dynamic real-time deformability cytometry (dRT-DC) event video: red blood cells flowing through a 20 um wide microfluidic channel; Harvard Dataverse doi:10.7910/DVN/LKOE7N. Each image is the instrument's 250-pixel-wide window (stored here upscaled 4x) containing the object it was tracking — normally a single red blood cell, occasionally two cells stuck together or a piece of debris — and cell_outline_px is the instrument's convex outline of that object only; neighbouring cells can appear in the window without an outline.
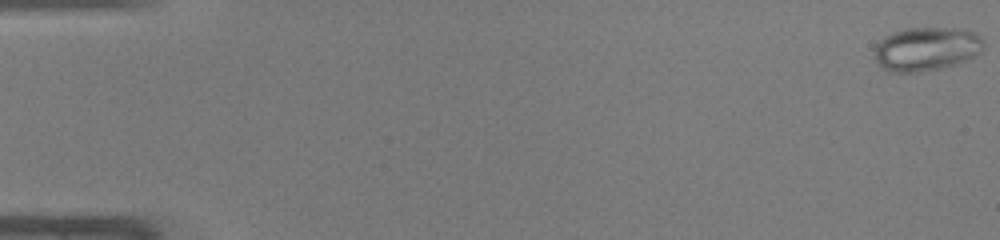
{"species": "common noctule bat (a hibernating species)", "species_latin": "Nyctalus noctula", "temperature_condition": "warm", "stored_images_in_passage": 48, "camera_frame_rate_fps": 3000, "um_per_image_px": 0.085, "animal": {"sex": "male", "body_mass_g": 19.0, "forearm_length_mm": 50.8}, "frame": {"image": 1, "passage_image": 1, "time_ms": 0.0, "image_size_px": [1000, 240], "cell_outline_px": [[984, 48], [980, 52], [968, 60], [956, 64], [940, 68], [916, 72], [888, 72], [876, 60], [876, 44], [884, 36], [904, 28], [964, 28], [976, 32], [984, 40]], "centroid_in_image_um": [78.8, 4.14], "position_along_channel_um": 6.2, "area_um2": 27.98}}
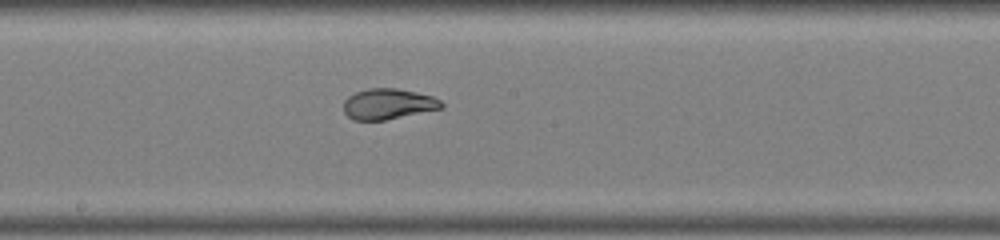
{"frame": {"image": 2, "passage_image": 27, "time_ms": 8.667, "image_size_px": [1000, 240], "cell_outline_px": [[444, 108], [384, 120], [352, 120], [344, 112], [344, 100], [348, 96], [356, 92], [368, 88], [396, 88], [416, 92], [432, 96], [440, 100], [444, 104]], "centroid_in_image_um": [32.99, 8.84], "position_along_channel_um": 215.2, "area_um2": 17.51}}
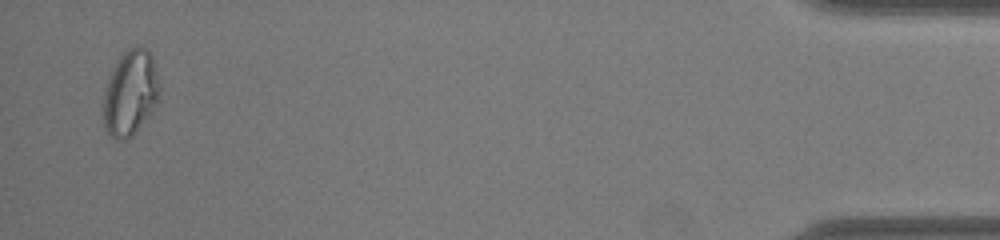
{"frame": {"image": 3, "passage_image": 47, "time_ms": 15.333, "image_size_px": [1000, 240], "cell_outline_px": [[160, 92], [148, 116], [132, 136], [124, 140], [112, 136], [104, 128], [104, 96], [108, 80], [120, 56], [132, 44], [140, 44], [148, 48], [152, 56], [160, 84]], "centroid_in_image_um": [11.1, 7.84], "position_along_channel_um": 424.1, "area_um2": 27.63}, "authors_computed_cell_mechanics": {"area_um2": 22.1374, "velocity_mm_per_s": 4.3017, "shape_relaxation_time_tau1_ms": 6.6495, "shape_relaxation_time_tau2_ms": null, "deformation_change_tau1": 0.2431, "deformation_change_tau2": null}}